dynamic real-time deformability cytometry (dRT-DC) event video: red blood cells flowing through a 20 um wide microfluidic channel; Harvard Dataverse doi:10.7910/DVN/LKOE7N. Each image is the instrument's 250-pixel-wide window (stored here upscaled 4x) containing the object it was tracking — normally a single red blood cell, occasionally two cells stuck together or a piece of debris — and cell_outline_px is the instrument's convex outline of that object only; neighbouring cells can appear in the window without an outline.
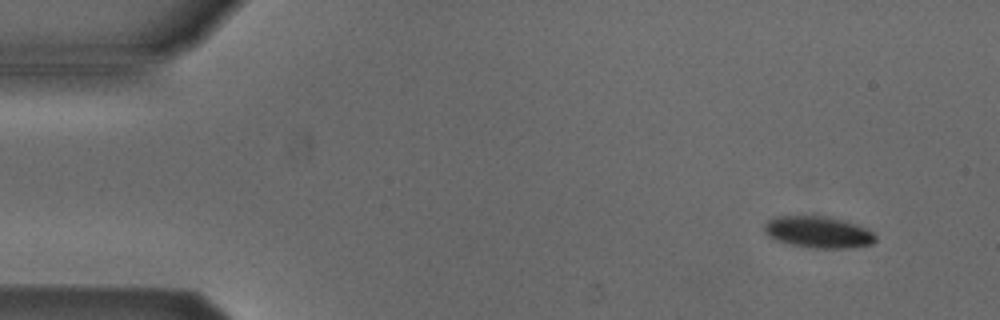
{"species": "Egyptian fruit bat (a non-hibernating species)", "species_latin": "Rousettus aegyptiacus", "temperature_condition": "cold", "stored_images_in_passage": 6, "camera_frame_rate_fps": 3000, "um_per_image_px": 0.085, "animal": {"sex": "male"}, "frame": {"image": 1, "passage_image": 2, "time_ms": 1.0, "image_size_px": [1000, 320], "cell_outline_px": [[876, 240], [872, 244], [848, 248], [804, 248], [788, 244], [776, 240], [768, 236], [764, 232], [764, 224], [768, 220], [784, 216], [824, 216], [856, 224], [872, 232], [876, 236]], "centroid_in_image_um": [69.52, 19.75], "position_along_channel_um": 15.5, "area_um2": 20.4}}
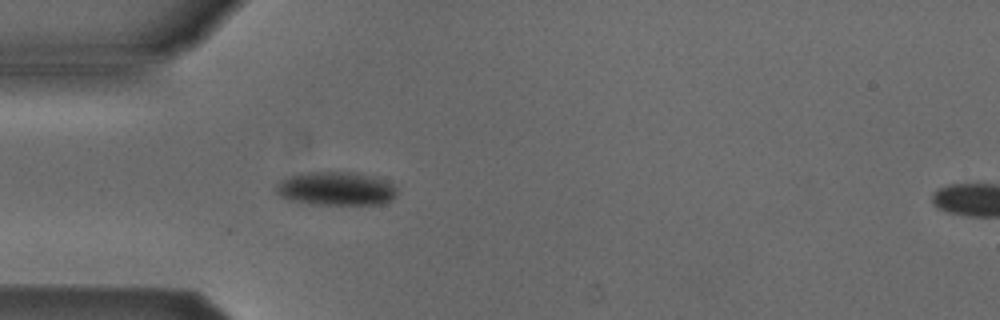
{"frame": {"image": 2, "passage_image": 5, "time_ms": 4.667, "image_size_px": [1000, 320], "cell_outline_px": [[396, 196], [392, 200], [380, 204], [308, 204], [288, 200], [280, 196], [276, 192], [276, 184], [280, 180], [288, 176], [308, 172], [352, 172], [372, 176], [396, 184]], "centroid_in_image_um": [28.55, 16.04], "position_along_channel_um": 56.5, "area_um2": 23.87}}